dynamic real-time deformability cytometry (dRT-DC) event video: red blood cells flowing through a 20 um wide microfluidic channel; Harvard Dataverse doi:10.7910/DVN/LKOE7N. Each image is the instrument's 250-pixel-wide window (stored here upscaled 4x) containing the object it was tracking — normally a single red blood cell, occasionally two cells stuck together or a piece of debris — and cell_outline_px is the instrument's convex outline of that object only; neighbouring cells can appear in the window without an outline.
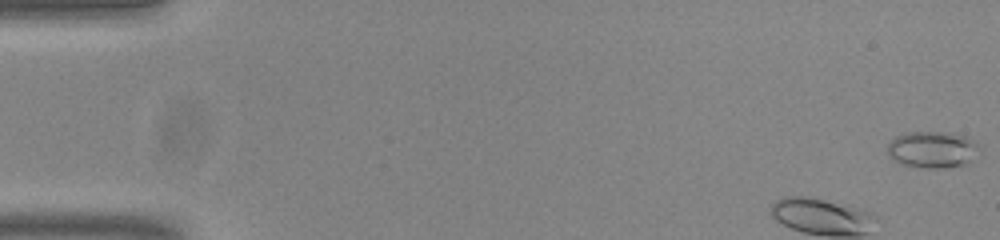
{"species": "common noctule bat (a hibernating species)", "species_latin": "Nyctalus noctula", "temperature_condition": "room temperature", "stored_images_in_passage": 52, "camera_frame_rate_fps": 3000, "um_per_image_px": 0.085, "animal": {"sex": "male", "body_mass_g": 20.0, "forearm_length_mm": 53.3}, "frame": {"image": 1, "passage_image": 1, "time_ms": 0.0, "image_size_px": [1000, 240], "cell_outline_px": [[980, 148], [964, 164], [944, 168], [924, 168], [904, 164], [896, 160], [888, 152], [888, 144], [896, 136], [904, 132], [944, 132], [964, 136], [976, 140], [980, 144]], "centroid_in_image_um": [79.26, 12.69], "position_along_channel_um": 5.7, "area_um2": 19.25}}
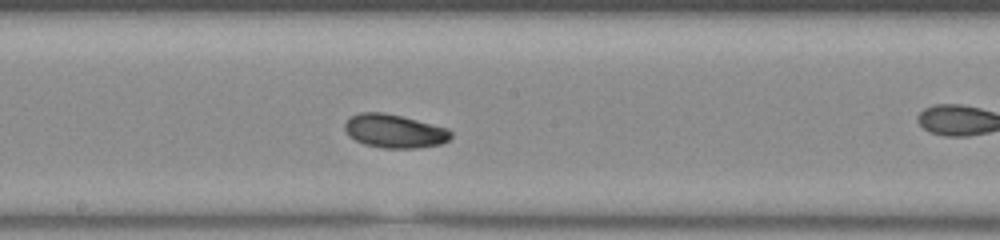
{"frame": {"image": 2, "passage_image": 26, "time_ms": 8.333, "image_size_px": [1000, 240], "cell_outline_px": [[452, 136], [448, 140], [440, 144], [416, 148], [380, 148], [364, 144], [348, 136], [344, 128], [344, 124], [348, 116], [360, 112], [384, 112], [448, 128], [452, 132]], "centroid_in_image_um": [33.48, 11.14], "position_along_channel_um": 214.7, "area_um2": 20.87}}
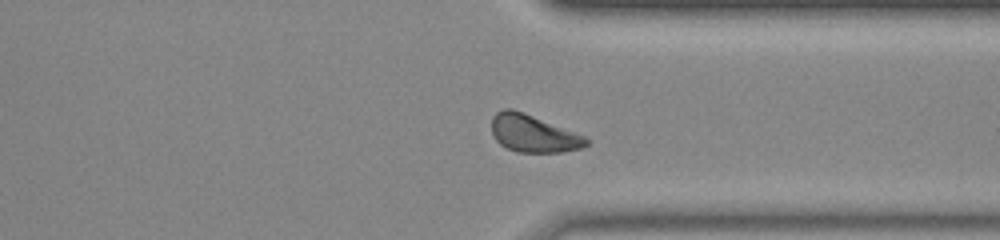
{"frame": {"image": 3, "passage_image": 38, "time_ms": 12.333, "image_size_px": [1000, 240], "cell_outline_px": [[588, 144], [580, 148], [560, 152], [516, 152], [500, 144], [496, 140], [492, 132], [492, 116], [496, 112], [504, 108], [512, 108], [524, 112], [584, 136], [588, 140]], "centroid_in_image_um": [45.28, 11.34], "position_along_channel_um": 366.1, "area_um2": 20.4}, "authors_computed_cell_mechanics": {"area_um2": 20.3456, "velocity_mm_per_s": 3.7914, "shape_relaxation_time_tau1_ms": 2.4374, "shape_relaxation_time_tau2_ms": null, "deformation_change_tau1": 0.0938, "deformation_change_tau2": null}}